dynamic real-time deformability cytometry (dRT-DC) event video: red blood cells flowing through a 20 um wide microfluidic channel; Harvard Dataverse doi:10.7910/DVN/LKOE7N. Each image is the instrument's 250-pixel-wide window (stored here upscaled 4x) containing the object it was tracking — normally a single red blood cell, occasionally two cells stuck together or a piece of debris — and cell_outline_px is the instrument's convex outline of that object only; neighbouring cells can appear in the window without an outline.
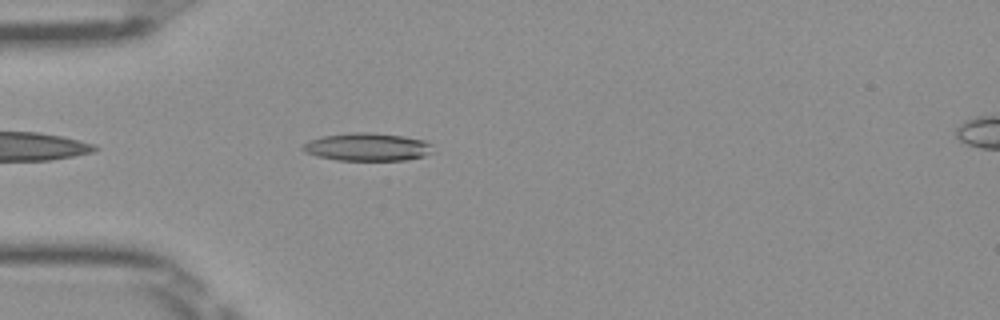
{"species": "Egyptian fruit bat (a non-hibernating species)", "species_latin": "Rousettus aegyptiacus", "temperature_condition": "room temperature", "stored_images_in_passage": 39, "camera_frame_rate_fps": 3000, "um_per_image_px": 0.085, "frame": {"image": 1, "passage_image": 3, "time_ms": 0.667, "image_size_px": [1000, 320], "cell_outline_px": [[432, 152], [424, 156], [404, 160], [336, 160], [316, 156], [304, 152], [300, 148], [308, 140], [324, 136], [352, 132], [368, 132], [400, 136], [424, 140], [432, 144]], "centroid_in_image_um": [31.19, 12.49], "position_along_channel_um": 53.8, "area_um2": 21.1}}
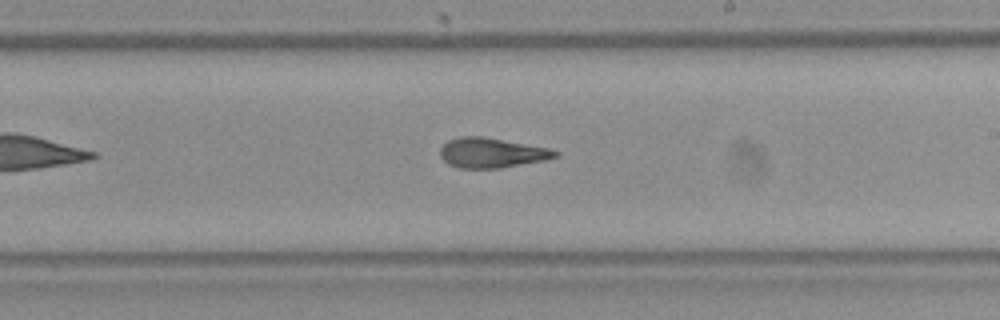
{"frame": {"image": 2, "passage_image": 18, "time_ms": 5.667, "image_size_px": [1000, 320], "cell_outline_px": [[560, 156], [544, 160], [500, 168], [460, 168], [448, 164], [440, 156], [440, 148], [448, 140], [460, 136], [484, 136], [548, 148], [560, 152]], "centroid_in_image_um": [41.78, 12.98], "position_along_channel_um": 247.2, "area_um2": 20.06}}
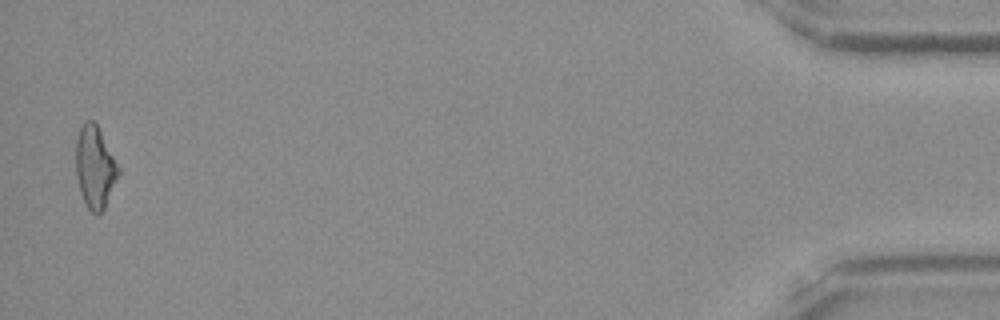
{"frame": {"image": 3, "passage_image": 38, "time_ms": 12.333, "image_size_px": [1000, 320], "cell_outline_px": [[120, 172], [104, 208], [100, 216], [92, 212], [84, 204], [80, 192], [76, 172], [76, 140], [80, 128], [84, 120], [92, 120], [96, 124], [120, 168]], "centroid_in_image_um": [8.06, 14.23], "position_along_channel_um": 427.1, "area_um2": 20.23}, "authors_computed_cell_mechanics": {"area_um2": 20.2878, "velocity_mm_per_s": 4.0265, "shape_relaxation_time_tau1_ms": 4.4728, "shape_relaxation_time_tau2_ms": 2.0592, "deformation_change_tau1": 0.1717, "deformation_change_tau2": 0.1231}}